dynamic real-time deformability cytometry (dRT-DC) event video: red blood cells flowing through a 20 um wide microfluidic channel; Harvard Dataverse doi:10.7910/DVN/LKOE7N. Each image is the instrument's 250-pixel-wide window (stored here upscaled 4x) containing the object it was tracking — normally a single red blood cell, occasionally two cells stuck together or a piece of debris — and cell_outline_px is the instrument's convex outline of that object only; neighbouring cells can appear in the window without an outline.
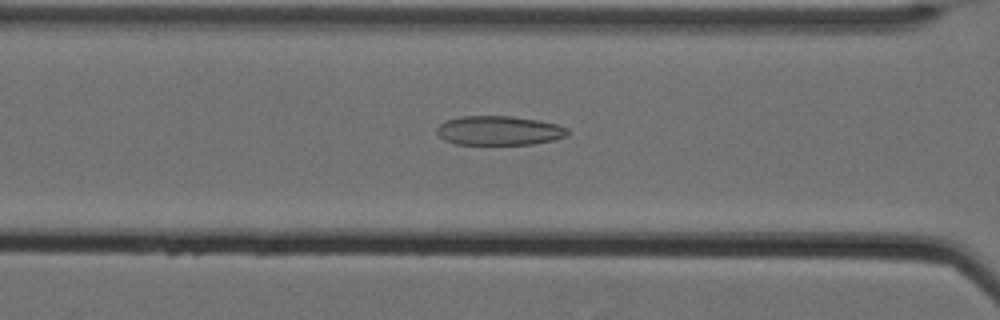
{"species": "Egyptian fruit bat (a non-hibernating species)", "species_latin": "Rousettus aegyptiacus", "temperature_condition": "cold", "stored_images_in_passage": 29, "camera_frame_rate_fps": 3000, "um_per_image_px": 0.085, "animal": {"sex": "female"}, "frame": {"image": 1, "passage_image": 10, "time_ms": 3.0, "image_size_px": [1000, 320], "cell_outline_px": [[568, 136], [556, 140], [532, 144], [456, 144], [444, 140], [436, 132], [436, 128], [440, 124], [448, 120], [460, 116], [512, 116], [540, 120], [556, 124], [568, 128]], "centroid_in_image_um": [42.45, 11.1], "position_along_channel_um": 124.2, "area_um2": 22.43}}
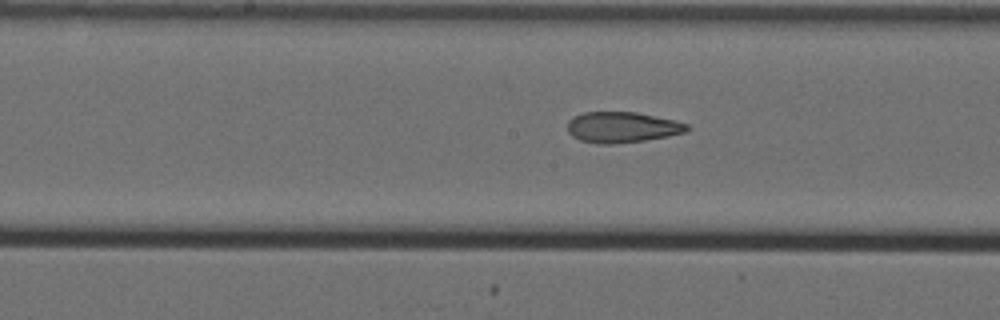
{"frame": {"image": 2, "passage_image": 16, "time_ms": 5.0, "image_size_px": [1000, 320], "cell_outline_px": [[688, 128], [684, 132], [668, 136], [644, 140], [616, 144], [596, 144], [580, 140], [572, 136], [568, 132], [568, 120], [572, 116], [584, 112], [636, 112], [676, 120], [688, 124]], "centroid_in_image_um": [52.84, 10.81], "position_along_channel_um": 195.4, "area_um2": 21.5}}
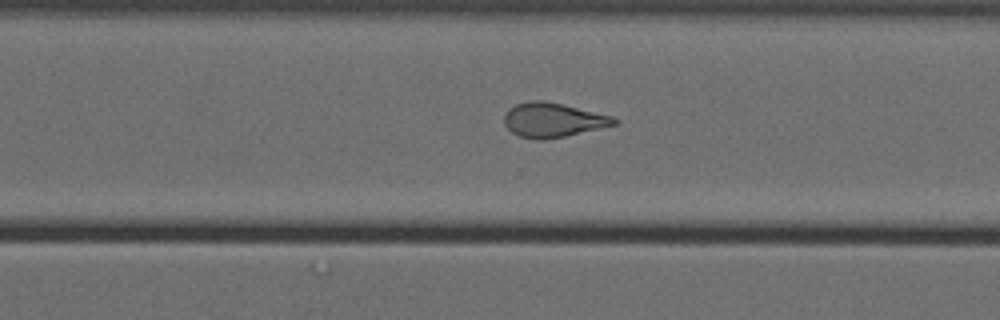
{"frame": {"image": 3, "passage_image": 27, "time_ms": 8.667, "image_size_px": [1000, 320], "cell_outline_px": [[620, 120], [616, 124], [600, 128], [564, 136], [544, 140], [536, 140], [520, 136], [512, 132], [504, 124], [504, 116], [508, 108], [516, 104], [532, 100], [540, 100], [560, 104], [612, 116]], "centroid_in_image_um": [46.97, 10.21], "position_along_channel_um": 323.6, "area_um2": 21.73}}